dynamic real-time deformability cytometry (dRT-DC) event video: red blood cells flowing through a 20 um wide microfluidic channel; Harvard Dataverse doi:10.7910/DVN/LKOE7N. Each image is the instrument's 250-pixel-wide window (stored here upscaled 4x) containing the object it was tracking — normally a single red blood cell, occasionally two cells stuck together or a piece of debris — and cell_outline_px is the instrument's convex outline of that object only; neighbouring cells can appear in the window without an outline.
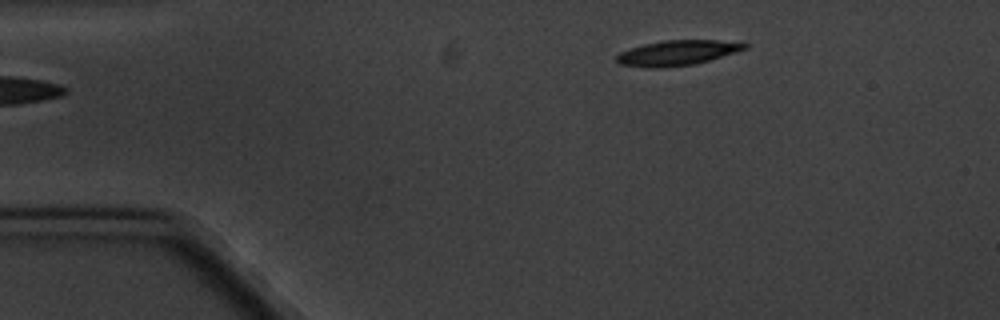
{"species": "common noctule bat (a hibernating species)", "species_latin": "Nyctalus noctula", "temperature_condition": "cold", "stored_images_in_passage": 8, "camera_frame_rate_fps": 3000, "um_per_image_px": 0.085, "animal": {"sex": "male", "body_mass_g": 20.1, "forearm_length_mm": 53.5}, "frame": {"image": 1, "passage_image": 1, "time_ms": 0.0, "image_size_px": [1000, 320], "cell_outline_px": [[748, 48], [736, 52], [708, 60], [692, 64], [656, 68], [644, 68], [620, 64], [616, 60], [616, 56], [620, 52], [644, 44], [664, 40], [716, 40], [748, 44]], "centroid_in_image_um": [57.53, 4.49], "position_along_channel_um": 27.5, "area_um2": 18.44}}
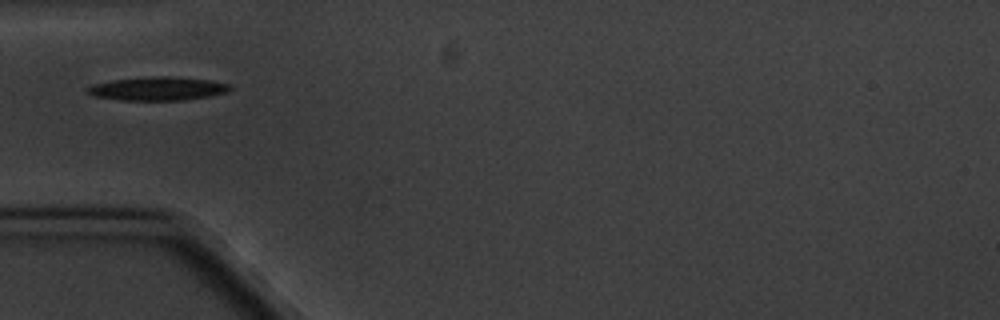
{"frame": {"image": 2, "passage_image": 3, "time_ms": 3.0, "image_size_px": [1000, 320], "cell_outline_px": [[232, 88], [228, 92], [208, 96], [184, 100], [120, 100], [96, 96], [88, 92], [84, 88], [96, 84], [112, 80], [144, 76], [176, 76], [208, 80], [228, 84]], "centroid_in_image_um": [13.41, 7.52], "position_along_channel_um": 71.6, "area_um2": 19.54}}
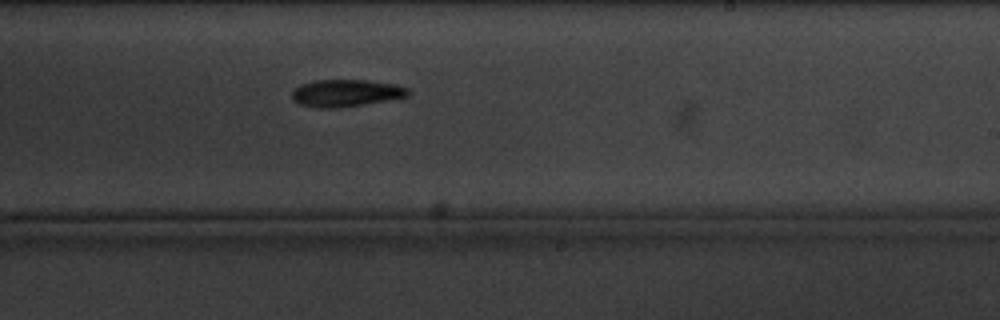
{"frame": {"image": 3, "passage_image": 8, "time_ms": 8.667, "image_size_px": [1000, 320], "cell_outline_px": [[408, 96], [388, 100], [340, 108], [320, 108], [300, 104], [292, 100], [292, 92], [300, 84], [312, 80], [368, 80], [396, 84], [408, 88]], "centroid_in_image_um": [29.39, 7.9], "position_along_channel_um": 259.6, "area_um2": 18.44}}